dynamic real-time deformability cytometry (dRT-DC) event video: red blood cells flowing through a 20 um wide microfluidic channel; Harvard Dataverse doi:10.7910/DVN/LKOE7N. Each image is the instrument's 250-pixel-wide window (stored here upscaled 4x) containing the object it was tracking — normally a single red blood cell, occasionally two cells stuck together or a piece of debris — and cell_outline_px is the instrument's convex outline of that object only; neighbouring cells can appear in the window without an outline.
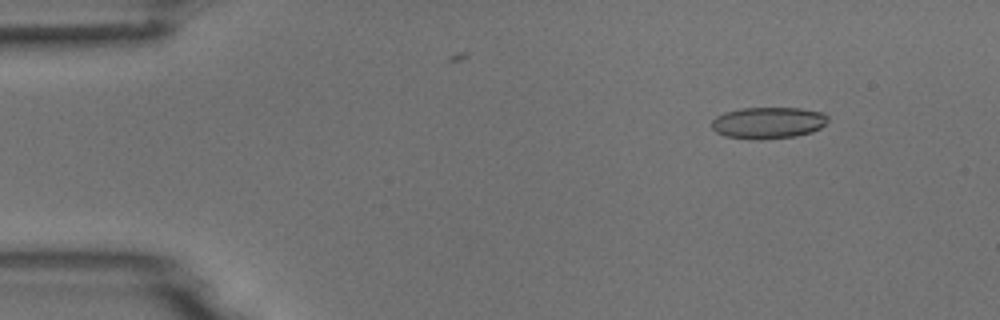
{"species": "common noctule bat (a hibernating species)", "species_latin": "Nyctalus noctula", "temperature_condition": "room temperature", "stored_images_in_passage": 7, "camera_frame_rate_fps": 3000, "um_per_image_px": 0.085, "animal": {"sex": "male", "body_mass_g": 18.8}, "frame": {"image": 1, "passage_image": 2, "time_ms": 1.0, "image_size_px": [1000, 320], "cell_outline_px": [[828, 120], [820, 128], [812, 132], [796, 136], [764, 140], [752, 140], [724, 136], [716, 132], [712, 128], [712, 120], [716, 116], [724, 112], [740, 108], [800, 108], [824, 112], [828, 116]], "centroid_in_image_um": [65.28, 10.44], "position_along_channel_um": 19.7, "area_um2": 21.73}}
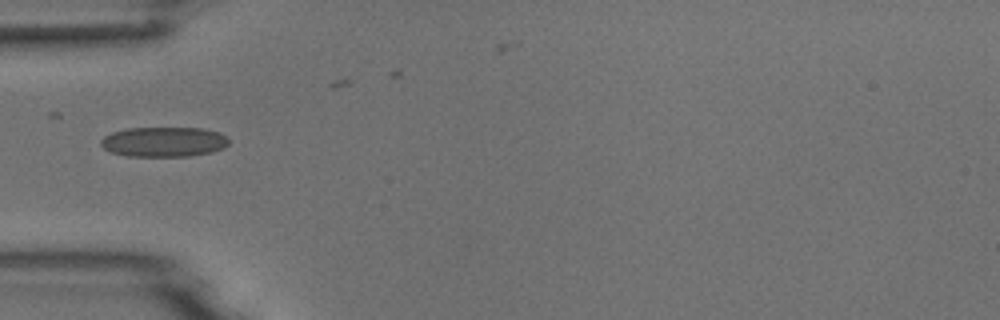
{"frame": {"image": 2, "passage_image": 5, "time_ms": 4.667, "image_size_px": [1000, 320], "cell_outline_px": [[228, 144], [224, 148], [212, 152], [188, 156], [128, 156], [112, 152], [104, 148], [100, 144], [100, 140], [104, 136], [112, 132], [128, 128], [204, 128], [220, 132], [228, 136]], "centroid_in_image_um": [13.95, 12.05], "position_along_channel_um": 71.0, "area_um2": 22.43}}